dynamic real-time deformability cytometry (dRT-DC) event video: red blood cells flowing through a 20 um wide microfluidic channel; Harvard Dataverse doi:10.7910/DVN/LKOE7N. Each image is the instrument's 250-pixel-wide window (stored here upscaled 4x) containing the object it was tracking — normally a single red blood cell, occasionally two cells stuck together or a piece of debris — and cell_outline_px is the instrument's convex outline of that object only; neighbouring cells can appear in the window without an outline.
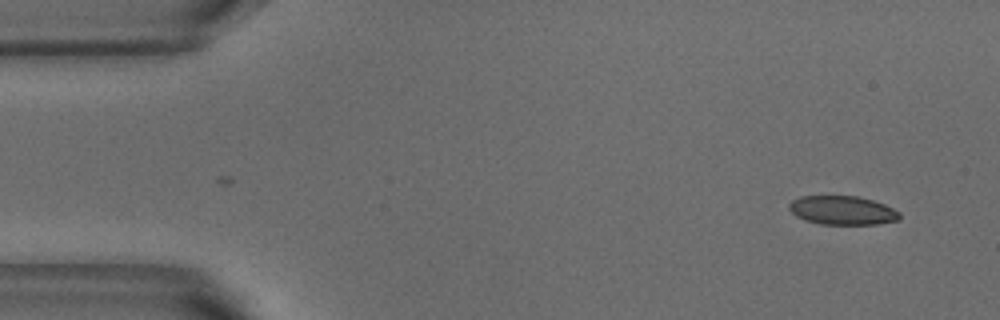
{"species": "common noctule bat (a hibernating species)", "species_latin": "Nyctalus noctula", "temperature_condition": "warm", "stored_images_in_passage": 50, "camera_frame_rate_fps": 3000, "um_per_image_px": 0.085, "animal": {"sex": "male", "body_mass_g": 18.8}, "frame": {"image": 1, "passage_image": 1, "time_ms": 0.0, "image_size_px": [1000, 320], "cell_outline_px": [[900, 220], [876, 224], [820, 224], [804, 220], [796, 216], [788, 208], [788, 204], [792, 200], [800, 196], [856, 196], [872, 200], [884, 204], [900, 212]], "centroid_in_image_um": [71.59, 17.88], "position_along_channel_um": 13.4, "area_um2": 18.61}}
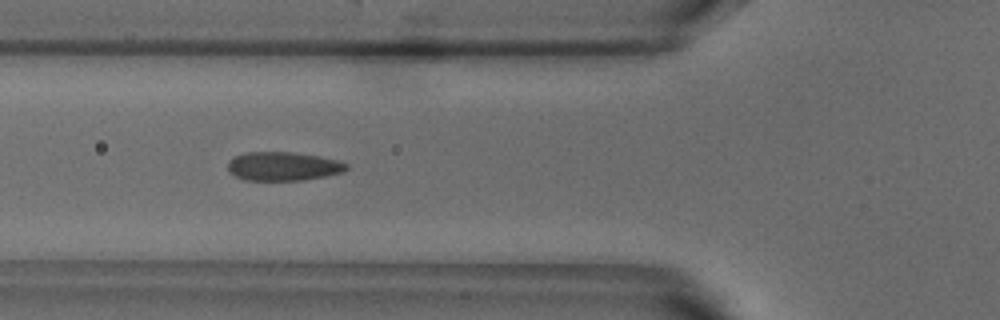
{"frame": {"image": 2, "passage_image": 16, "time_ms": 5.0, "image_size_px": [1000, 320], "cell_outline_px": [[348, 168], [344, 172], [304, 180], [244, 180], [228, 172], [228, 160], [232, 156], [244, 152], [288, 152], [316, 156], [336, 160], [348, 164]], "centroid_in_image_um": [24.01, 14.13], "position_along_channel_um": 101.8, "area_um2": 19.88}}
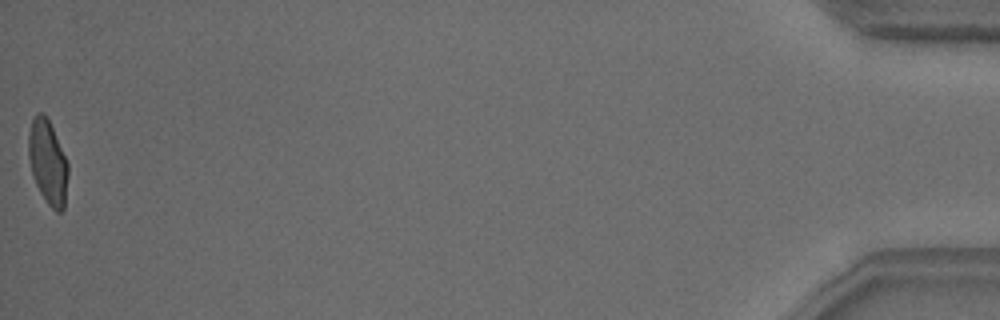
{"frame": {"image": 3, "passage_image": 50, "time_ms": 16.333, "image_size_px": [1000, 320], "cell_outline_px": [[68, 176], [64, 208], [60, 212], [56, 212], [48, 204], [40, 192], [36, 184], [32, 172], [28, 156], [28, 136], [32, 120], [36, 112], [44, 112], [52, 128], [68, 164]], "centroid_in_image_um": [4.06, 13.79], "position_along_channel_um": 431.1, "area_um2": 19.19}, "authors_computed_cell_mechanics": {"area_um2": 20.0855, "velocity_mm_per_s": 3.7991, "shape_relaxation_time_tau1_ms": 4.486, "shape_relaxation_time_tau2_ms": null, "deformation_change_tau1": 0.1596, "deformation_change_tau2": null}}